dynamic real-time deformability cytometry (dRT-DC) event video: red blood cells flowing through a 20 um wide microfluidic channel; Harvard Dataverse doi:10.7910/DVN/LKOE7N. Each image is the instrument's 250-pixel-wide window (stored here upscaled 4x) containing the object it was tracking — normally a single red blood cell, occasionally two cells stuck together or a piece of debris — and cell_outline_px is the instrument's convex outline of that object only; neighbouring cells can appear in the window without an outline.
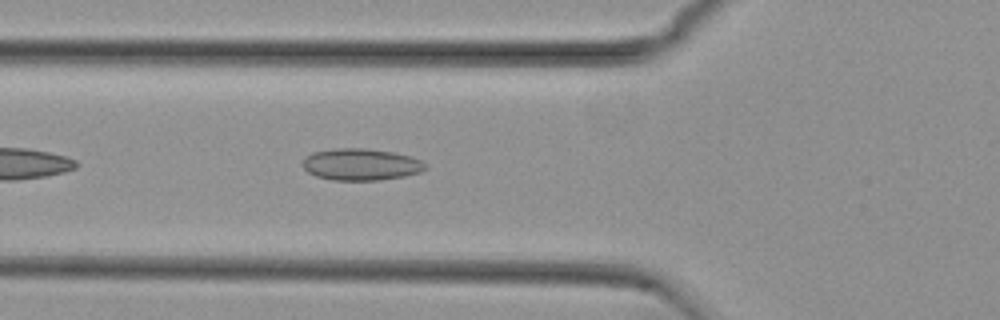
{"species": "common noctule bat (a hibernating species)", "species_latin": "Nyctalus noctula", "temperature_condition": "cold", "stored_images_in_passage": 41, "camera_frame_rate_fps": 3000, "um_per_image_px": 0.085, "animal": {"sex": "female", "body_mass_g": 29.2, "forearm_length_mm": 56.3}, "frame": {"image": 1, "passage_image": 6, "time_ms": 1.667, "image_size_px": [1000, 320], "cell_outline_px": [[428, 168], [420, 172], [404, 176], [380, 180], [332, 180], [316, 176], [308, 172], [304, 168], [304, 156], [312, 152], [336, 148], [364, 148], [392, 152], [412, 156], [428, 164]], "centroid_in_image_um": [30.7, 13.97], "position_along_channel_um": 95.1, "area_um2": 22.83}}
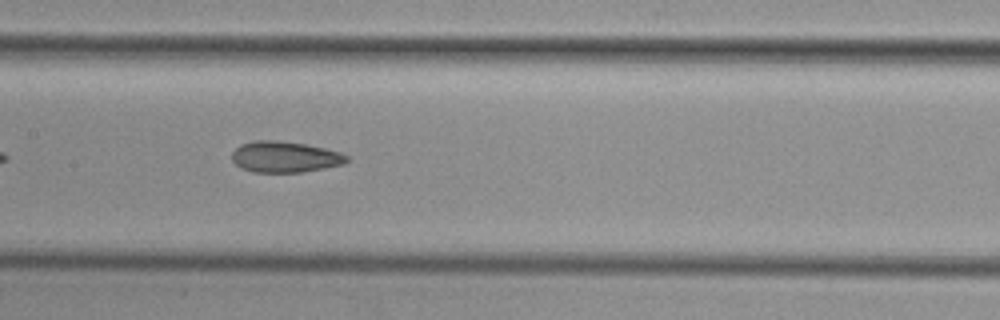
{"frame": {"image": 2, "passage_image": 13, "time_ms": 4.0, "image_size_px": [1000, 320], "cell_outline_px": [[348, 160], [344, 164], [304, 172], [252, 172], [240, 168], [232, 160], [232, 152], [240, 144], [256, 140], [276, 140], [304, 144], [324, 148], [340, 152], [348, 156]], "centroid_in_image_um": [24.2, 13.34], "position_along_channel_um": 183.2, "area_um2": 20.81}}
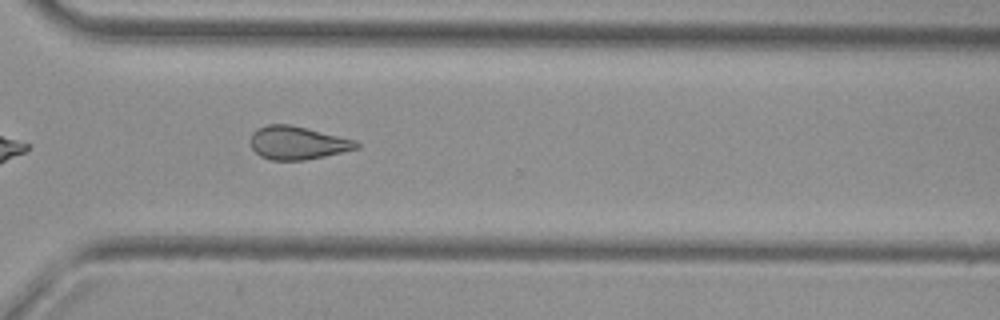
{"frame": {"image": 3, "passage_image": 26, "time_ms": 8.333, "image_size_px": [1000, 320], "cell_outline_px": [[360, 148], [324, 156], [304, 160], [272, 160], [260, 156], [252, 148], [248, 140], [252, 132], [256, 128], [268, 124], [288, 124], [356, 140], [360, 144]], "centroid_in_image_um": [25.25, 12.14], "position_along_channel_um": 345.4, "area_um2": 20.52}, "authors_computed_cell_mechanics": {"area_um2": 20.6924, "velocity_mm_per_s": 3.7481, "shape_relaxation_time_tau1_ms": null, "shape_relaxation_time_tau2_ms": 3.3098, "deformation_change_tau1": null, "deformation_change_tau2": 0.105}}